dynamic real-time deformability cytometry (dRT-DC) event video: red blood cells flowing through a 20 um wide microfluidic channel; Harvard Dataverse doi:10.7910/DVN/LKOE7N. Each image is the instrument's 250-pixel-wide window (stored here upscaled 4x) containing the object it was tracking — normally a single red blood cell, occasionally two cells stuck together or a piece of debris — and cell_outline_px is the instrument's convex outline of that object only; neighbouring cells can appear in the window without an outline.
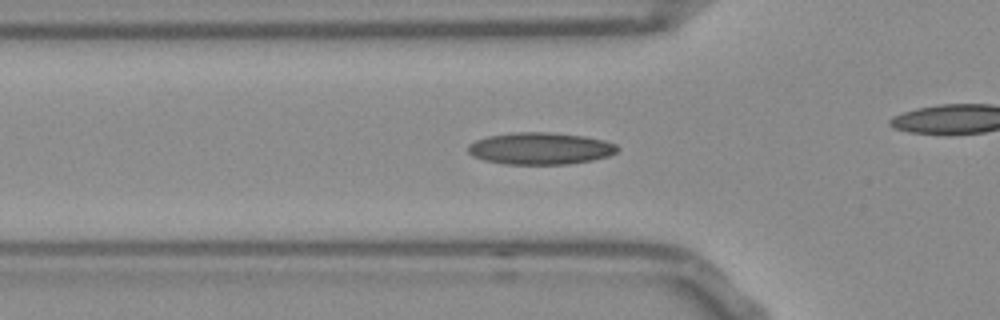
{"species": "Egyptian fruit bat (a non-hibernating species)", "species_latin": "Rousettus aegyptiacus", "temperature_condition": "room temperature", "stored_images_in_passage": 36, "camera_frame_rate_fps": 3000, "um_per_image_px": 0.085, "frame": {"image": 1, "passage_image": 11, "time_ms": 3.333, "image_size_px": [1000, 320], "cell_outline_px": [[620, 148], [616, 152], [608, 156], [592, 160], [568, 164], [504, 164], [484, 160], [472, 156], [468, 152], [468, 144], [476, 140], [488, 136], [512, 132], [548, 132], [584, 136], [604, 140], [616, 144]], "centroid_in_image_um": [45.92, 12.62], "position_along_channel_um": 79.9, "area_um2": 27.92}}